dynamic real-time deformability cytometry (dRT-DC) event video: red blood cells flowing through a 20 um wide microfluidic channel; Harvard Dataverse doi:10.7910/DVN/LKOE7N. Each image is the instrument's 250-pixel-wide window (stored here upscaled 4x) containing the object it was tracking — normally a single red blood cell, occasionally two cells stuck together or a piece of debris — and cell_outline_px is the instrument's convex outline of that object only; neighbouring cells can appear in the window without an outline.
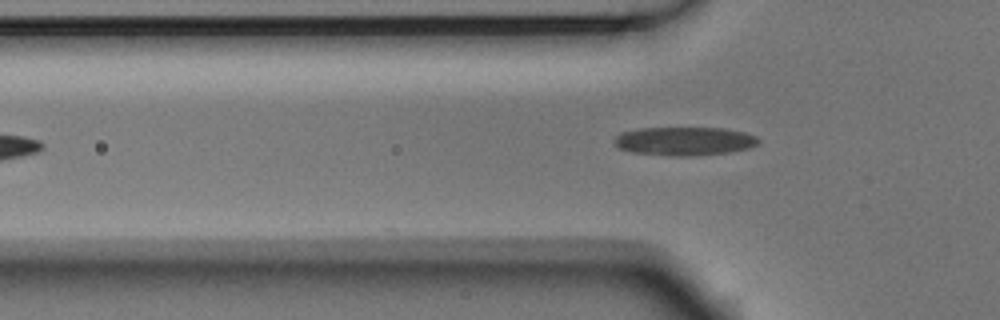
{"species": "Egyptian fruit bat (a non-hibernating species)", "species_latin": "Rousettus aegyptiacus", "temperature_condition": "room temperature", "stored_images_in_passage": 7, "camera_frame_rate_fps": 3000, "um_per_image_px": 0.085, "animal": {"sex": "male"}, "frame": {"image": 1, "passage_image": 6, "time_ms": 1.667, "image_size_px": [1000, 320], "cell_outline_px": [[760, 144], [748, 148], [728, 152], [688, 156], [672, 156], [632, 152], [616, 148], [612, 144], [612, 140], [620, 132], [640, 128], [724, 128], [744, 132], [756, 136], [760, 140]], "centroid_in_image_um": [58.12, 11.99], "position_along_channel_um": 67.7, "area_um2": 24.22}}
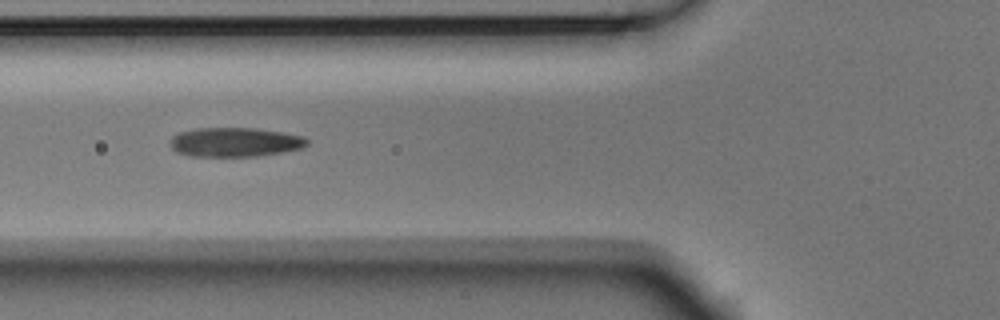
{"frame": {"image": 2, "passage_image": 7, "time_ms": 2.0, "image_size_px": [1000, 320], "cell_outline_px": [[308, 144], [300, 148], [280, 152], [256, 156], [192, 156], [176, 152], [172, 148], [172, 136], [180, 132], [196, 128], [256, 128], [304, 136], [308, 140]], "centroid_in_image_um": [19.96, 12.07], "position_along_channel_um": 105.8, "area_um2": 23.06}}